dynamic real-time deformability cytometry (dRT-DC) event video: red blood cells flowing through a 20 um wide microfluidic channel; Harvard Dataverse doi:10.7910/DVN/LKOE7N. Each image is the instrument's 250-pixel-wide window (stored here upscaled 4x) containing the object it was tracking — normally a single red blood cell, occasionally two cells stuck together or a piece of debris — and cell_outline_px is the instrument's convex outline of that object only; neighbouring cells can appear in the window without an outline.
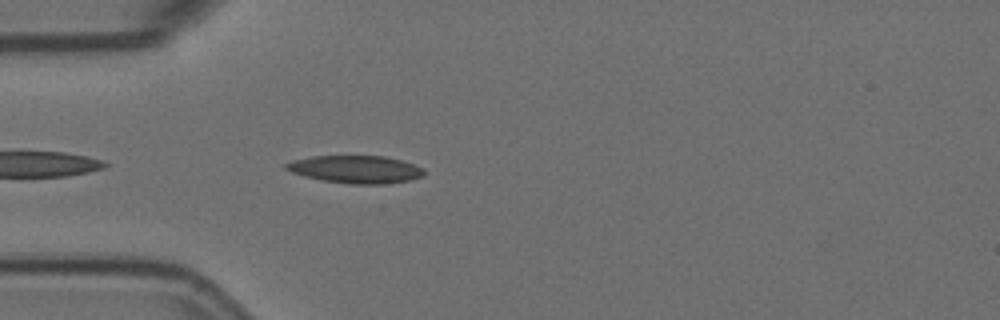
{"species": "Egyptian fruit bat (a non-hibernating species)", "species_latin": "Rousettus aegyptiacus", "temperature_condition": "room temperature", "stored_images_in_passage": 1, "camera_frame_rate_fps": 3000, "um_per_image_px": 0.085, "animal": {"sex": "female"}, "frame": {"image": 1, "passage_image": 1, "time_ms": 0.0, "image_size_px": [1000, 320], "cell_outline_px": [[424, 176], [412, 180], [384, 184], [348, 184], [324, 180], [304, 176], [292, 172], [284, 168], [284, 164], [292, 160], [312, 156], [384, 156], [400, 160], [424, 168]], "centroid_in_image_um": [30.24, 14.4], "position_along_channel_um": 54.8, "area_um2": 22.25}}